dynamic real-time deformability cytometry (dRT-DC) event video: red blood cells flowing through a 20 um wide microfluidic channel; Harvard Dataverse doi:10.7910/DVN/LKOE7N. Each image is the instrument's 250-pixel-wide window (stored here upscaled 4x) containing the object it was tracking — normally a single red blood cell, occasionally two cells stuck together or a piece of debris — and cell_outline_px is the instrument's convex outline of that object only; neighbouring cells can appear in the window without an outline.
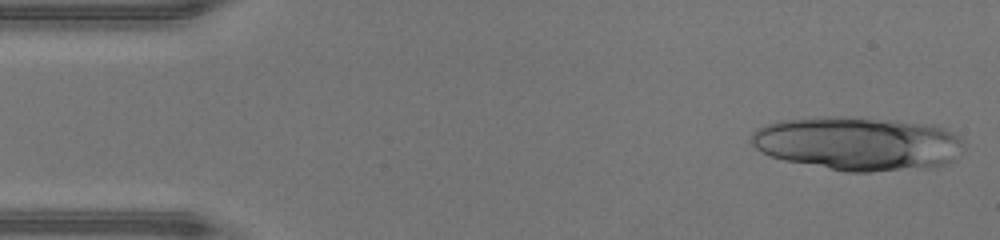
{"species": "human", "species_latin": "Homo sapiens", "temperature_condition": "warm", "stored_images_in_passage": 23, "camera_frame_rate_fps": 3000, "um_per_image_px": 0.085, "donor": {"sex": "male"}, "frame": {"image": 1, "passage_image": 1, "time_ms": 0.0, "image_size_px": [1000, 240], "cell_outline_px": [[964, 148], [956, 160], [948, 164], [932, 168], [872, 172], [844, 172], [784, 160], [772, 156], [756, 148], [752, 144], [752, 132], [756, 128], [764, 124], [780, 120], [828, 116], [836, 116], [896, 120], [932, 124], [952, 132], [960, 136]], "centroid_in_image_um": [72.98, 12.21], "position_along_channel_um": 12.0, "area_um2": 67.39}}